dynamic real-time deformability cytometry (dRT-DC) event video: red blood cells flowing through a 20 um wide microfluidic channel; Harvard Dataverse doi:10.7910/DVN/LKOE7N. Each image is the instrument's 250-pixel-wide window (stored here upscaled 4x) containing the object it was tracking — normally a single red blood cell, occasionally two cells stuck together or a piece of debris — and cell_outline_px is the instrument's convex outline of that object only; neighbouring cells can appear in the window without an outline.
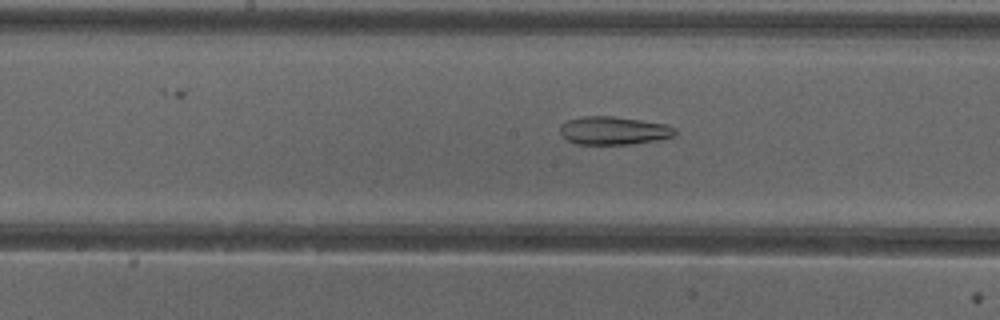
{"species": "common noctule bat (a hibernating species)", "species_latin": "Nyctalus noctula", "temperature_condition": "cold", "stored_images_in_passage": 36, "camera_frame_rate_fps": 3000, "um_per_image_px": 0.085, "animal": {"sex": "female"}, "frame": {"image": 1, "passage_image": 11, "time_ms": 3.333, "image_size_px": [1000, 320], "cell_outline_px": [[676, 136], [656, 140], [628, 144], [576, 144], [568, 140], [560, 132], [560, 124], [568, 120], [584, 116], [612, 116], [668, 124], [676, 128]], "centroid_in_image_um": [52.19, 11.09], "position_along_channel_um": 196.0, "area_um2": 18.84}}
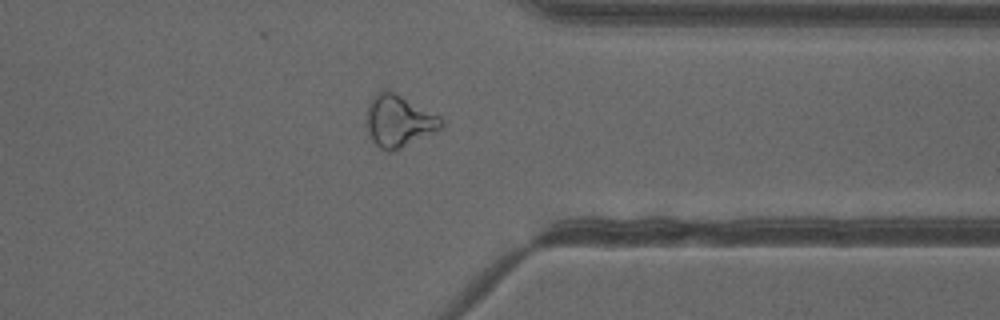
{"frame": {"image": 2, "passage_image": 25, "time_ms": 8.0, "image_size_px": [1000, 320], "cell_outline_px": [[444, 128], [396, 152], [388, 152], [380, 148], [372, 140], [368, 132], [368, 108], [372, 96], [380, 88], [388, 88], [440, 116], [444, 120]], "centroid_in_image_um": [33.94, 10.29], "position_along_channel_um": 377.5, "area_um2": 23.18}}